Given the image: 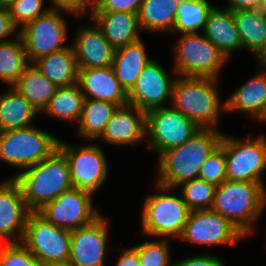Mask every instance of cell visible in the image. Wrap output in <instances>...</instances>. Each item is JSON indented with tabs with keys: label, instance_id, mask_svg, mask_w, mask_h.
<instances>
[{
	"label": "cell",
	"instance_id": "obj_1",
	"mask_svg": "<svg viewBox=\"0 0 266 266\" xmlns=\"http://www.w3.org/2000/svg\"><path fill=\"white\" fill-rule=\"evenodd\" d=\"M223 134L215 129H200L182 145L162 152L155 183L176 189L198 178L203 163L220 146Z\"/></svg>",
	"mask_w": 266,
	"mask_h": 266
},
{
	"label": "cell",
	"instance_id": "obj_2",
	"mask_svg": "<svg viewBox=\"0 0 266 266\" xmlns=\"http://www.w3.org/2000/svg\"><path fill=\"white\" fill-rule=\"evenodd\" d=\"M218 80L177 76L170 105L201 129L219 130L220 116L225 113V101L220 100Z\"/></svg>",
	"mask_w": 266,
	"mask_h": 266
},
{
	"label": "cell",
	"instance_id": "obj_3",
	"mask_svg": "<svg viewBox=\"0 0 266 266\" xmlns=\"http://www.w3.org/2000/svg\"><path fill=\"white\" fill-rule=\"evenodd\" d=\"M266 209V186L262 183L225 180L216 188L211 210L228 219L245 237Z\"/></svg>",
	"mask_w": 266,
	"mask_h": 266
},
{
	"label": "cell",
	"instance_id": "obj_4",
	"mask_svg": "<svg viewBox=\"0 0 266 266\" xmlns=\"http://www.w3.org/2000/svg\"><path fill=\"white\" fill-rule=\"evenodd\" d=\"M13 177L20 184L25 204L30 212H37L73 187L68 161L58 149L49 158Z\"/></svg>",
	"mask_w": 266,
	"mask_h": 266
},
{
	"label": "cell",
	"instance_id": "obj_5",
	"mask_svg": "<svg viewBox=\"0 0 266 266\" xmlns=\"http://www.w3.org/2000/svg\"><path fill=\"white\" fill-rule=\"evenodd\" d=\"M157 192L147 195L141 213V232L147 237L179 239L191 210L181 194L173 195L175 189L156 183Z\"/></svg>",
	"mask_w": 266,
	"mask_h": 266
},
{
	"label": "cell",
	"instance_id": "obj_6",
	"mask_svg": "<svg viewBox=\"0 0 266 266\" xmlns=\"http://www.w3.org/2000/svg\"><path fill=\"white\" fill-rule=\"evenodd\" d=\"M172 72L179 77L219 79L229 61L202 33L182 34L174 45Z\"/></svg>",
	"mask_w": 266,
	"mask_h": 266
},
{
	"label": "cell",
	"instance_id": "obj_7",
	"mask_svg": "<svg viewBox=\"0 0 266 266\" xmlns=\"http://www.w3.org/2000/svg\"><path fill=\"white\" fill-rule=\"evenodd\" d=\"M59 138L33 125L0 132V161L20 171L49 158Z\"/></svg>",
	"mask_w": 266,
	"mask_h": 266
},
{
	"label": "cell",
	"instance_id": "obj_8",
	"mask_svg": "<svg viewBox=\"0 0 266 266\" xmlns=\"http://www.w3.org/2000/svg\"><path fill=\"white\" fill-rule=\"evenodd\" d=\"M220 147L225 151L227 180L264 183L266 170V136L243 139L223 134Z\"/></svg>",
	"mask_w": 266,
	"mask_h": 266
},
{
	"label": "cell",
	"instance_id": "obj_9",
	"mask_svg": "<svg viewBox=\"0 0 266 266\" xmlns=\"http://www.w3.org/2000/svg\"><path fill=\"white\" fill-rule=\"evenodd\" d=\"M58 150L68 161L73 188L95 195L105 184L109 172L102 147L98 143L71 145L59 140Z\"/></svg>",
	"mask_w": 266,
	"mask_h": 266
},
{
	"label": "cell",
	"instance_id": "obj_10",
	"mask_svg": "<svg viewBox=\"0 0 266 266\" xmlns=\"http://www.w3.org/2000/svg\"><path fill=\"white\" fill-rule=\"evenodd\" d=\"M201 128L171 105L146 113V143L159 156L162 152L180 146Z\"/></svg>",
	"mask_w": 266,
	"mask_h": 266
},
{
	"label": "cell",
	"instance_id": "obj_11",
	"mask_svg": "<svg viewBox=\"0 0 266 266\" xmlns=\"http://www.w3.org/2000/svg\"><path fill=\"white\" fill-rule=\"evenodd\" d=\"M21 243L40 262L69 260L71 231L46 221L37 212H30Z\"/></svg>",
	"mask_w": 266,
	"mask_h": 266
},
{
	"label": "cell",
	"instance_id": "obj_12",
	"mask_svg": "<svg viewBox=\"0 0 266 266\" xmlns=\"http://www.w3.org/2000/svg\"><path fill=\"white\" fill-rule=\"evenodd\" d=\"M63 10L49 9L45 14L27 23L20 29V36L31 64L40 57L62 50L69 45H64L68 27Z\"/></svg>",
	"mask_w": 266,
	"mask_h": 266
},
{
	"label": "cell",
	"instance_id": "obj_13",
	"mask_svg": "<svg viewBox=\"0 0 266 266\" xmlns=\"http://www.w3.org/2000/svg\"><path fill=\"white\" fill-rule=\"evenodd\" d=\"M92 197L93 194L72 187L45 204L37 213L58 227L76 230L101 215V211L94 207Z\"/></svg>",
	"mask_w": 266,
	"mask_h": 266
},
{
	"label": "cell",
	"instance_id": "obj_14",
	"mask_svg": "<svg viewBox=\"0 0 266 266\" xmlns=\"http://www.w3.org/2000/svg\"><path fill=\"white\" fill-rule=\"evenodd\" d=\"M245 236L224 216L211 210H193L185 224L180 242L209 247L232 245Z\"/></svg>",
	"mask_w": 266,
	"mask_h": 266
},
{
	"label": "cell",
	"instance_id": "obj_15",
	"mask_svg": "<svg viewBox=\"0 0 266 266\" xmlns=\"http://www.w3.org/2000/svg\"><path fill=\"white\" fill-rule=\"evenodd\" d=\"M161 64L152 60L138 76L134 87L128 93V104L146 113L170 105L173 85L176 80Z\"/></svg>",
	"mask_w": 266,
	"mask_h": 266
},
{
	"label": "cell",
	"instance_id": "obj_16",
	"mask_svg": "<svg viewBox=\"0 0 266 266\" xmlns=\"http://www.w3.org/2000/svg\"><path fill=\"white\" fill-rule=\"evenodd\" d=\"M109 221L101 214L92 223L71 231L69 260L75 266H105Z\"/></svg>",
	"mask_w": 266,
	"mask_h": 266
},
{
	"label": "cell",
	"instance_id": "obj_17",
	"mask_svg": "<svg viewBox=\"0 0 266 266\" xmlns=\"http://www.w3.org/2000/svg\"><path fill=\"white\" fill-rule=\"evenodd\" d=\"M29 213L17 180L14 177L2 180L0 182V236L8 243H21Z\"/></svg>",
	"mask_w": 266,
	"mask_h": 266
},
{
	"label": "cell",
	"instance_id": "obj_18",
	"mask_svg": "<svg viewBox=\"0 0 266 266\" xmlns=\"http://www.w3.org/2000/svg\"><path fill=\"white\" fill-rule=\"evenodd\" d=\"M99 140L115 146L145 145L146 112L130 104L117 107Z\"/></svg>",
	"mask_w": 266,
	"mask_h": 266
},
{
	"label": "cell",
	"instance_id": "obj_19",
	"mask_svg": "<svg viewBox=\"0 0 266 266\" xmlns=\"http://www.w3.org/2000/svg\"><path fill=\"white\" fill-rule=\"evenodd\" d=\"M91 24L80 26L71 42L78 68L112 66L115 48L93 21Z\"/></svg>",
	"mask_w": 266,
	"mask_h": 266
},
{
	"label": "cell",
	"instance_id": "obj_20",
	"mask_svg": "<svg viewBox=\"0 0 266 266\" xmlns=\"http://www.w3.org/2000/svg\"><path fill=\"white\" fill-rule=\"evenodd\" d=\"M258 71L225 99V114L242 112L252 120L266 118V65L258 62Z\"/></svg>",
	"mask_w": 266,
	"mask_h": 266
},
{
	"label": "cell",
	"instance_id": "obj_21",
	"mask_svg": "<svg viewBox=\"0 0 266 266\" xmlns=\"http://www.w3.org/2000/svg\"><path fill=\"white\" fill-rule=\"evenodd\" d=\"M77 84L85 98L107 101L118 107L128 104V94L112 66L79 68Z\"/></svg>",
	"mask_w": 266,
	"mask_h": 266
},
{
	"label": "cell",
	"instance_id": "obj_22",
	"mask_svg": "<svg viewBox=\"0 0 266 266\" xmlns=\"http://www.w3.org/2000/svg\"><path fill=\"white\" fill-rule=\"evenodd\" d=\"M88 15L115 49L141 40L138 14L90 11Z\"/></svg>",
	"mask_w": 266,
	"mask_h": 266
},
{
	"label": "cell",
	"instance_id": "obj_23",
	"mask_svg": "<svg viewBox=\"0 0 266 266\" xmlns=\"http://www.w3.org/2000/svg\"><path fill=\"white\" fill-rule=\"evenodd\" d=\"M202 34L209 39L229 60L242 44L234 21L232 10L214 6L208 14Z\"/></svg>",
	"mask_w": 266,
	"mask_h": 266
},
{
	"label": "cell",
	"instance_id": "obj_24",
	"mask_svg": "<svg viewBox=\"0 0 266 266\" xmlns=\"http://www.w3.org/2000/svg\"><path fill=\"white\" fill-rule=\"evenodd\" d=\"M152 60L153 58L147 54L146 45L142 39L115 49L112 67L116 78L127 94L134 87L138 76Z\"/></svg>",
	"mask_w": 266,
	"mask_h": 266
},
{
	"label": "cell",
	"instance_id": "obj_25",
	"mask_svg": "<svg viewBox=\"0 0 266 266\" xmlns=\"http://www.w3.org/2000/svg\"><path fill=\"white\" fill-rule=\"evenodd\" d=\"M242 49L260 61L266 55V14L259 9L232 11Z\"/></svg>",
	"mask_w": 266,
	"mask_h": 266
},
{
	"label": "cell",
	"instance_id": "obj_26",
	"mask_svg": "<svg viewBox=\"0 0 266 266\" xmlns=\"http://www.w3.org/2000/svg\"><path fill=\"white\" fill-rule=\"evenodd\" d=\"M40 112L13 86L0 93V132L33 126Z\"/></svg>",
	"mask_w": 266,
	"mask_h": 266
},
{
	"label": "cell",
	"instance_id": "obj_27",
	"mask_svg": "<svg viewBox=\"0 0 266 266\" xmlns=\"http://www.w3.org/2000/svg\"><path fill=\"white\" fill-rule=\"evenodd\" d=\"M32 64L58 87L77 83L79 68L70 44L62 50L40 57Z\"/></svg>",
	"mask_w": 266,
	"mask_h": 266
},
{
	"label": "cell",
	"instance_id": "obj_28",
	"mask_svg": "<svg viewBox=\"0 0 266 266\" xmlns=\"http://www.w3.org/2000/svg\"><path fill=\"white\" fill-rule=\"evenodd\" d=\"M180 0H143L138 22L141 31L171 33Z\"/></svg>",
	"mask_w": 266,
	"mask_h": 266
},
{
	"label": "cell",
	"instance_id": "obj_29",
	"mask_svg": "<svg viewBox=\"0 0 266 266\" xmlns=\"http://www.w3.org/2000/svg\"><path fill=\"white\" fill-rule=\"evenodd\" d=\"M117 107L107 101L85 98L82 115L77 124V135L92 142L98 140Z\"/></svg>",
	"mask_w": 266,
	"mask_h": 266
},
{
	"label": "cell",
	"instance_id": "obj_30",
	"mask_svg": "<svg viewBox=\"0 0 266 266\" xmlns=\"http://www.w3.org/2000/svg\"><path fill=\"white\" fill-rule=\"evenodd\" d=\"M40 113L48 105L58 86L31 64L13 85Z\"/></svg>",
	"mask_w": 266,
	"mask_h": 266
},
{
	"label": "cell",
	"instance_id": "obj_31",
	"mask_svg": "<svg viewBox=\"0 0 266 266\" xmlns=\"http://www.w3.org/2000/svg\"><path fill=\"white\" fill-rule=\"evenodd\" d=\"M85 97L76 83L58 87L48 105L41 112L58 120L79 123Z\"/></svg>",
	"mask_w": 266,
	"mask_h": 266
},
{
	"label": "cell",
	"instance_id": "obj_32",
	"mask_svg": "<svg viewBox=\"0 0 266 266\" xmlns=\"http://www.w3.org/2000/svg\"><path fill=\"white\" fill-rule=\"evenodd\" d=\"M0 43V82L13 86L31 65L22 37Z\"/></svg>",
	"mask_w": 266,
	"mask_h": 266
},
{
	"label": "cell",
	"instance_id": "obj_33",
	"mask_svg": "<svg viewBox=\"0 0 266 266\" xmlns=\"http://www.w3.org/2000/svg\"><path fill=\"white\" fill-rule=\"evenodd\" d=\"M214 7L208 0H180L171 34H191L203 31L208 14Z\"/></svg>",
	"mask_w": 266,
	"mask_h": 266
},
{
	"label": "cell",
	"instance_id": "obj_34",
	"mask_svg": "<svg viewBox=\"0 0 266 266\" xmlns=\"http://www.w3.org/2000/svg\"><path fill=\"white\" fill-rule=\"evenodd\" d=\"M180 188L183 201L193 210L211 209L217 186L201 178L182 183Z\"/></svg>",
	"mask_w": 266,
	"mask_h": 266
},
{
	"label": "cell",
	"instance_id": "obj_35",
	"mask_svg": "<svg viewBox=\"0 0 266 266\" xmlns=\"http://www.w3.org/2000/svg\"><path fill=\"white\" fill-rule=\"evenodd\" d=\"M169 239H157L132 248L137 252L141 266H174Z\"/></svg>",
	"mask_w": 266,
	"mask_h": 266
},
{
	"label": "cell",
	"instance_id": "obj_36",
	"mask_svg": "<svg viewBox=\"0 0 266 266\" xmlns=\"http://www.w3.org/2000/svg\"><path fill=\"white\" fill-rule=\"evenodd\" d=\"M46 0H15L8 10L13 19L14 24L19 28H23L30 21L45 14L49 8H44Z\"/></svg>",
	"mask_w": 266,
	"mask_h": 266
},
{
	"label": "cell",
	"instance_id": "obj_37",
	"mask_svg": "<svg viewBox=\"0 0 266 266\" xmlns=\"http://www.w3.org/2000/svg\"><path fill=\"white\" fill-rule=\"evenodd\" d=\"M198 178L216 186L227 180L225 151L220 146L203 163Z\"/></svg>",
	"mask_w": 266,
	"mask_h": 266
},
{
	"label": "cell",
	"instance_id": "obj_38",
	"mask_svg": "<svg viewBox=\"0 0 266 266\" xmlns=\"http://www.w3.org/2000/svg\"><path fill=\"white\" fill-rule=\"evenodd\" d=\"M0 266H41L22 243H8L0 253Z\"/></svg>",
	"mask_w": 266,
	"mask_h": 266
},
{
	"label": "cell",
	"instance_id": "obj_39",
	"mask_svg": "<svg viewBox=\"0 0 266 266\" xmlns=\"http://www.w3.org/2000/svg\"><path fill=\"white\" fill-rule=\"evenodd\" d=\"M143 0H98L90 11L138 14Z\"/></svg>",
	"mask_w": 266,
	"mask_h": 266
},
{
	"label": "cell",
	"instance_id": "obj_40",
	"mask_svg": "<svg viewBox=\"0 0 266 266\" xmlns=\"http://www.w3.org/2000/svg\"><path fill=\"white\" fill-rule=\"evenodd\" d=\"M49 9L63 10L69 15H83L92 9V5L87 0H50Z\"/></svg>",
	"mask_w": 266,
	"mask_h": 266
},
{
	"label": "cell",
	"instance_id": "obj_41",
	"mask_svg": "<svg viewBox=\"0 0 266 266\" xmlns=\"http://www.w3.org/2000/svg\"><path fill=\"white\" fill-rule=\"evenodd\" d=\"M174 266H226L224 262L215 255L207 253L193 254L187 258L174 261Z\"/></svg>",
	"mask_w": 266,
	"mask_h": 266
},
{
	"label": "cell",
	"instance_id": "obj_42",
	"mask_svg": "<svg viewBox=\"0 0 266 266\" xmlns=\"http://www.w3.org/2000/svg\"><path fill=\"white\" fill-rule=\"evenodd\" d=\"M19 36L20 29L14 24L8 8H0V43L13 40L11 36Z\"/></svg>",
	"mask_w": 266,
	"mask_h": 266
},
{
	"label": "cell",
	"instance_id": "obj_43",
	"mask_svg": "<svg viewBox=\"0 0 266 266\" xmlns=\"http://www.w3.org/2000/svg\"><path fill=\"white\" fill-rule=\"evenodd\" d=\"M117 258L116 266H141L137 252L132 247L127 249L124 248Z\"/></svg>",
	"mask_w": 266,
	"mask_h": 266
},
{
	"label": "cell",
	"instance_id": "obj_44",
	"mask_svg": "<svg viewBox=\"0 0 266 266\" xmlns=\"http://www.w3.org/2000/svg\"><path fill=\"white\" fill-rule=\"evenodd\" d=\"M227 7L232 11L259 9L262 0H227Z\"/></svg>",
	"mask_w": 266,
	"mask_h": 266
},
{
	"label": "cell",
	"instance_id": "obj_45",
	"mask_svg": "<svg viewBox=\"0 0 266 266\" xmlns=\"http://www.w3.org/2000/svg\"><path fill=\"white\" fill-rule=\"evenodd\" d=\"M42 266H75V265L70 260H65V261L50 262Z\"/></svg>",
	"mask_w": 266,
	"mask_h": 266
},
{
	"label": "cell",
	"instance_id": "obj_46",
	"mask_svg": "<svg viewBox=\"0 0 266 266\" xmlns=\"http://www.w3.org/2000/svg\"><path fill=\"white\" fill-rule=\"evenodd\" d=\"M15 0H0V8H8Z\"/></svg>",
	"mask_w": 266,
	"mask_h": 266
},
{
	"label": "cell",
	"instance_id": "obj_47",
	"mask_svg": "<svg viewBox=\"0 0 266 266\" xmlns=\"http://www.w3.org/2000/svg\"><path fill=\"white\" fill-rule=\"evenodd\" d=\"M8 244L7 241H5L1 236H0V253L2 252L3 248Z\"/></svg>",
	"mask_w": 266,
	"mask_h": 266
},
{
	"label": "cell",
	"instance_id": "obj_48",
	"mask_svg": "<svg viewBox=\"0 0 266 266\" xmlns=\"http://www.w3.org/2000/svg\"><path fill=\"white\" fill-rule=\"evenodd\" d=\"M259 10L266 14V0H262Z\"/></svg>",
	"mask_w": 266,
	"mask_h": 266
},
{
	"label": "cell",
	"instance_id": "obj_49",
	"mask_svg": "<svg viewBox=\"0 0 266 266\" xmlns=\"http://www.w3.org/2000/svg\"><path fill=\"white\" fill-rule=\"evenodd\" d=\"M259 62L266 65V55Z\"/></svg>",
	"mask_w": 266,
	"mask_h": 266
},
{
	"label": "cell",
	"instance_id": "obj_50",
	"mask_svg": "<svg viewBox=\"0 0 266 266\" xmlns=\"http://www.w3.org/2000/svg\"><path fill=\"white\" fill-rule=\"evenodd\" d=\"M92 6L95 5V3L98 1V0H87Z\"/></svg>",
	"mask_w": 266,
	"mask_h": 266
}]
</instances>
